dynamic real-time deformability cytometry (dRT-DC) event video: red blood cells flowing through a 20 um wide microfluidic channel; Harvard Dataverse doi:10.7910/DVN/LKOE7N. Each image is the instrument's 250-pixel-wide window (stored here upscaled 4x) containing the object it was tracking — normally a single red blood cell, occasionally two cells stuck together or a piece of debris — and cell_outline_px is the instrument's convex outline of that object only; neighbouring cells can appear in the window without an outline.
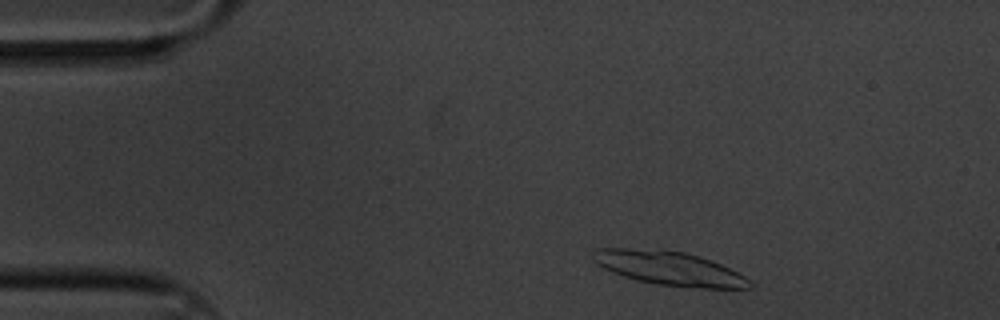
{"species": "common noctule bat (a hibernating species)", "species_latin": "Nyctalus noctula", "temperature_condition": "cold", "stored_images_in_passage": 8, "segment_of_instrument_passage": [1, 2], "camera_frame_rate_fps": 3000, "um_per_image_px": 0.085, "animal": {"sex": "male", "body_mass_g": 20.1, "forearm_length_mm": 53.5}, "frame": {"image": 1, "passage_image": 1, "time_ms": 0.0, "image_size_px": [1000, 320], "cell_outline_px": [[752, 288], [692, 288], [656, 284], [636, 280], [624, 276], [604, 268], [596, 264], [592, 260], [592, 248], [628, 248], [684, 252], [700, 256], [720, 264], [744, 276], [752, 284]], "centroid_in_image_um": [56.84, 22.81], "position_along_channel_um": 28.2, "area_um2": 30.75}}